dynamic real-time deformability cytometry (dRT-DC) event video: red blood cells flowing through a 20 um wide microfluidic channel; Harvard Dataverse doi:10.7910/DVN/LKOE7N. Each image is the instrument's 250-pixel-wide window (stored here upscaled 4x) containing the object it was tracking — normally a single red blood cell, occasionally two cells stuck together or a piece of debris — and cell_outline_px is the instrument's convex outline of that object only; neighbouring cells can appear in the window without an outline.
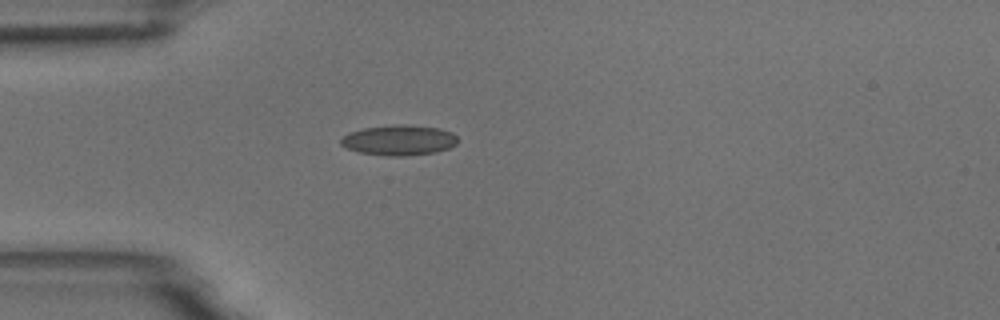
{"species": "common noctule bat (a hibernating species)", "species_latin": "Nyctalus noctula", "temperature_condition": "room temperature", "stored_images_in_passage": 1, "camera_frame_rate_fps": 3000, "um_per_image_px": 0.085, "animal": {"sex": "male", "body_mass_g": 18.8}, "frame": {"image": 1, "passage_image": 1, "time_ms": 0.0, "image_size_px": [1000, 320], "cell_outline_px": [[460, 140], [456, 144], [448, 148], [436, 152], [404, 156], [384, 156], [360, 152], [348, 148], [340, 144], [340, 140], [348, 132], [364, 128], [396, 124], [404, 124], [440, 128], [452, 132]], "centroid_in_image_um": [33.94, 11.91], "position_along_channel_um": 51.1, "area_um2": 20.75}}